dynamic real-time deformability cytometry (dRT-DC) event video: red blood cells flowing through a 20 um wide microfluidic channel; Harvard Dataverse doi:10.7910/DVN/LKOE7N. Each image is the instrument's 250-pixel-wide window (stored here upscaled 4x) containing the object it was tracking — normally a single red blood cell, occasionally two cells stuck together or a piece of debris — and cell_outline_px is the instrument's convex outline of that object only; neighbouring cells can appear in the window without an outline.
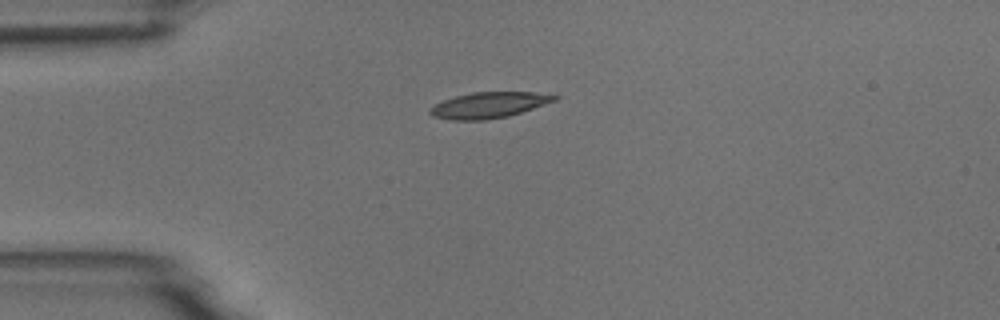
{"species": "common noctule bat (a hibernating species)", "species_latin": "Nyctalus noctula", "temperature_condition": "room temperature", "stored_images_in_passage": 12, "camera_frame_rate_fps": 3000, "um_per_image_px": 0.085, "animal": {"sex": "male", "body_mass_g": 18.8}, "frame": {"image": 1, "passage_image": 1, "time_ms": 0.0, "image_size_px": [1000, 320], "cell_outline_px": [[560, 96], [556, 100], [508, 116], [484, 120], [452, 120], [432, 116], [428, 112], [428, 108], [444, 100], [456, 96], [472, 92], [536, 92]], "centroid_in_image_um": [41.52, 8.93], "position_along_channel_um": 43.5, "area_um2": 18.61}}
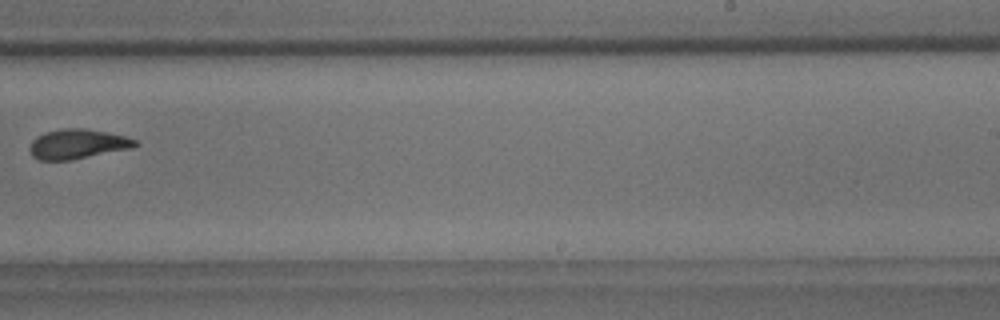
{"frame": {"image": 2, "passage_image": 7, "time_ms": 7.0, "image_size_px": [1000, 320], "cell_outline_px": [[140, 144], [132, 148], [68, 160], [40, 160], [32, 156], [28, 152], [28, 148], [32, 140], [36, 136], [48, 132], [64, 128], [84, 128], [124, 136], [136, 140]], "centroid_in_image_um": [6.55, 12.24], "position_along_channel_um": 282.4, "area_um2": 18.09}}
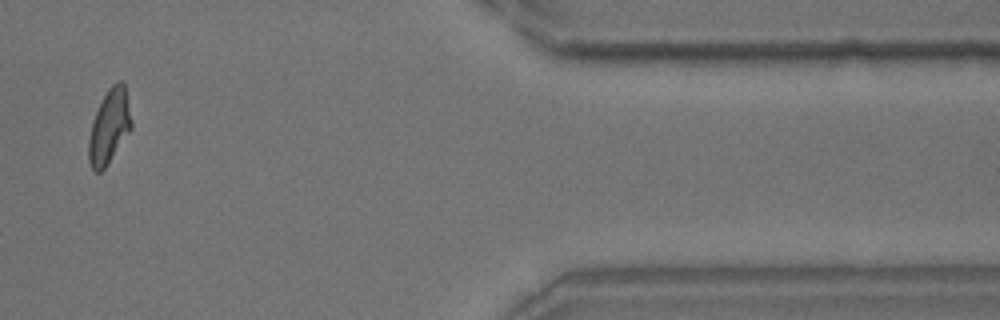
{"frame": {"image": 3, "passage_image": 10, "time_ms": 11.333, "image_size_px": [1000, 320], "cell_outline_px": [[132, 128], [104, 168], [100, 172], [96, 172], [92, 168], [88, 160], [88, 140], [92, 120], [108, 88], [116, 80], [120, 80], [124, 84], [132, 120]], "centroid_in_image_um": [9.28, 10.74], "position_along_channel_um": 402.1, "area_um2": 18.26}, "authors_computed_cell_mechanics": {"area_um2": 18.4382, "velocity_mm_per_s": 3.7151, "shape_relaxation_time_tau1_ms": 9.4582, "shape_relaxation_time_tau2_ms": 1.9478, "deformation_change_tau1": 0.2051, "deformation_change_tau2": 0.0698}}